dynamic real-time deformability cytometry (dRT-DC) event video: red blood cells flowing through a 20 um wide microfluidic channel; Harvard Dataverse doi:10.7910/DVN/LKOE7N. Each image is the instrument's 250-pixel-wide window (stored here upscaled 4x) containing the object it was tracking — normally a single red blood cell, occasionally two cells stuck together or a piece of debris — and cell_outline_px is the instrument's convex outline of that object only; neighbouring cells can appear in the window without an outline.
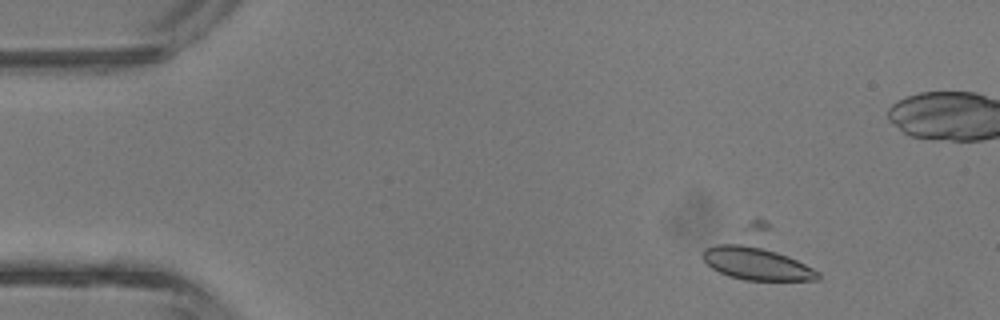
{"species": "common noctule bat (a hibernating species)", "species_latin": "Nyctalus noctula", "temperature_condition": "room temperature", "stored_images_in_passage": 4, "camera_frame_rate_fps": 3000, "um_per_image_px": 0.085, "animal": {"sex": "male", "body_mass_g": 13.3}, "frame": {"image": 1, "passage_image": 2, "time_ms": 1.0, "image_size_px": [1000, 320], "cell_outline_px": [[820, 280], [744, 280], [728, 276], [712, 268], [700, 256], [704, 248], [716, 244], [736, 240], [752, 244], [788, 256], [820, 272]], "centroid_in_image_um": [64.22, 22.35], "position_along_channel_um": 20.8, "area_um2": 22.43}}